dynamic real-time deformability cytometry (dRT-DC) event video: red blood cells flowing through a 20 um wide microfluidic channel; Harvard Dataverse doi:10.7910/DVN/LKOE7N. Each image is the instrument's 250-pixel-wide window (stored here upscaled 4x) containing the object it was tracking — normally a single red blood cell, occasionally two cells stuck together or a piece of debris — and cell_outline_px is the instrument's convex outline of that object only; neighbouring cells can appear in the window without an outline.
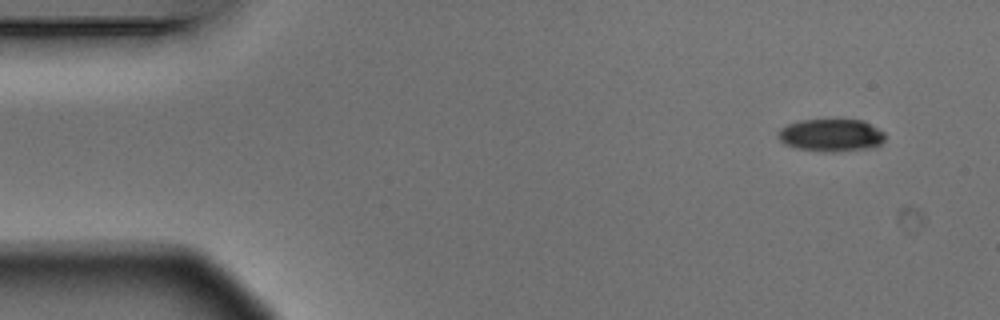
{"species": "Egyptian fruit bat (a non-hibernating species)", "species_latin": "Rousettus aegyptiacus", "temperature_condition": "warm", "stored_images_in_passage": 4, "camera_frame_rate_fps": 3000, "um_per_image_px": 0.085, "animal": {"sex": "male"}, "frame": {"image": 1, "passage_image": 1, "time_ms": 0.0, "image_size_px": [1000, 320], "cell_outline_px": [[884, 140], [880, 144], [872, 148], [832, 152], [796, 148], [784, 144], [776, 136], [776, 132], [780, 128], [788, 124], [800, 120], [864, 120], [884, 132]], "centroid_in_image_um": [70.62, 11.49], "position_along_channel_um": 14.4, "area_um2": 20.35}}
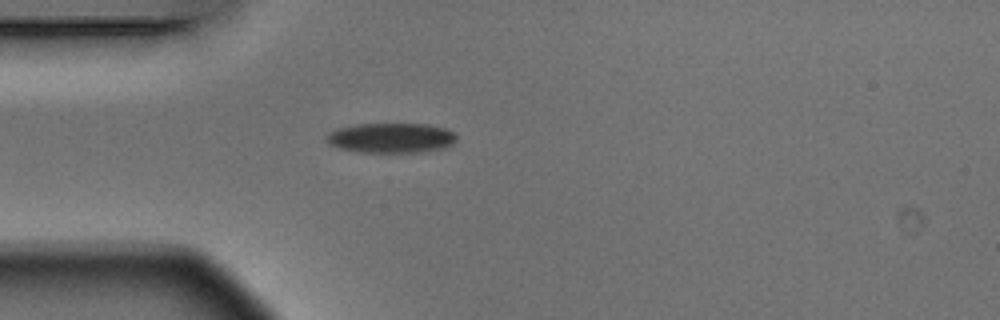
{"frame": {"image": 2, "passage_image": 4, "time_ms": 1.0, "image_size_px": [1000, 320], "cell_outline_px": [[456, 140], [452, 144], [444, 148], [420, 152], [360, 152], [340, 148], [328, 144], [328, 136], [332, 132], [340, 128], [360, 124], [428, 124], [444, 128], [452, 132], [456, 136]], "centroid_in_image_um": [33.29, 11.73], "position_along_channel_um": 51.7, "area_um2": 22.31}}